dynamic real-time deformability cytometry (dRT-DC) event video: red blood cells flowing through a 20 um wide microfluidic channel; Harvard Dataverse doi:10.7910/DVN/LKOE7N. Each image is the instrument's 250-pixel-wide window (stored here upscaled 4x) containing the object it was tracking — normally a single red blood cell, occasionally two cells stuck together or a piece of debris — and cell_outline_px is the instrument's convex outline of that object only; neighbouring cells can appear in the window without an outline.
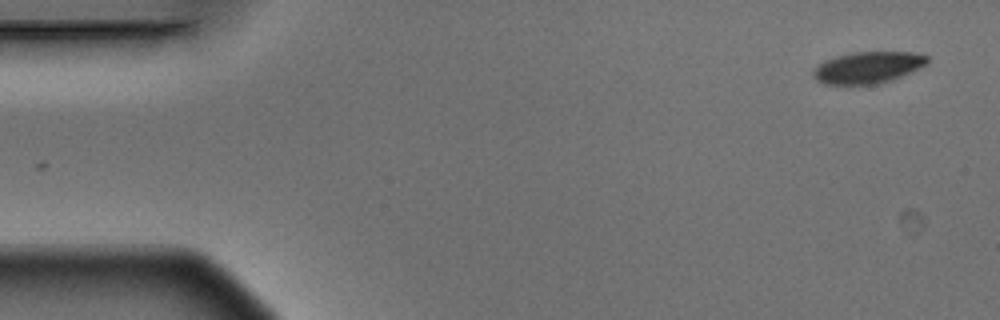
{"species": "Egyptian fruit bat (a non-hibernating species)", "species_latin": "Rousettus aegyptiacus", "temperature_condition": "warm", "stored_images_in_passage": 5, "camera_frame_rate_fps": 3000, "um_per_image_px": 0.085, "animal": {"sex": "male"}, "frame": {"image": 1, "passage_image": 1, "time_ms": 0.0, "image_size_px": [1000, 320], "cell_outline_px": [[928, 64], [892, 80], [876, 84], [824, 84], [816, 80], [812, 76], [812, 72], [816, 64], [824, 60], [836, 56], [852, 52], [912, 52], [928, 56]], "centroid_in_image_um": [73.73, 5.73], "position_along_channel_um": 11.3, "area_um2": 21.15}}
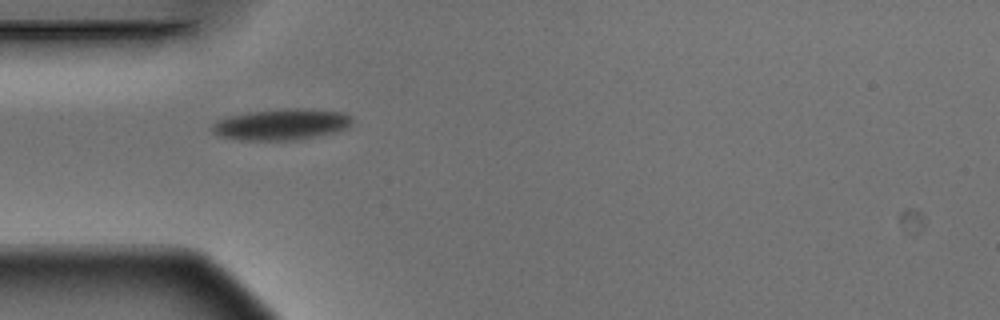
{"frame": {"image": 2, "passage_image": 4, "time_ms": 1.0, "image_size_px": [1000, 320], "cell_outline_px": [[352, 120], [344, 128], [332, 132], [312, 136], [288, 140], [240, 140], [216, 136], [212, 132], [212, 124], [228, 116], [248, 112], [280, 108], [312, 108], [344, 112], [352, 116]], "centroid_in_image_um": [23.87, 10.55], "position_along_channel_um": 61.1, "area_um2": 25.32}}
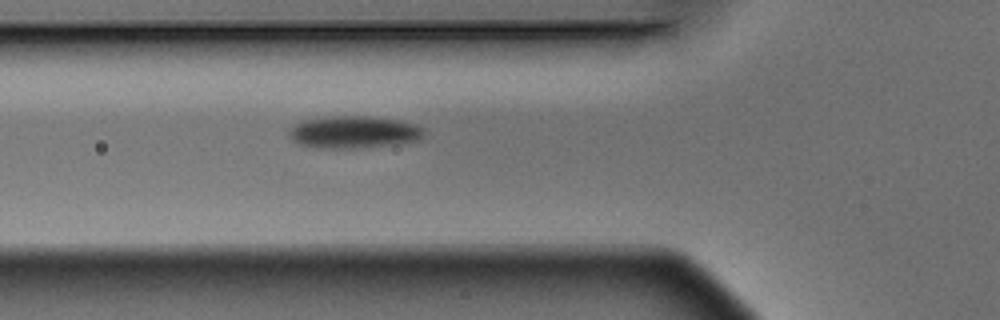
{"frame": {"image": 3, "passage_image": 5, "time_ms": 1.333, "image_size_px": [1000, 320], "cell_outline_px": [[424, 136], [420, 140], [396, 144], [364, 148], [316, 148], [296, 144], [288, 136], [288, 132], [296, 124], [304, 120], [328, 116], [368, 116], [400, 120], [416, 124], [424, 128]], "centroid_in_image_um": [30.09, 11.24], "position_along_channel_um": 95.7, "area_um2": 25.78}}